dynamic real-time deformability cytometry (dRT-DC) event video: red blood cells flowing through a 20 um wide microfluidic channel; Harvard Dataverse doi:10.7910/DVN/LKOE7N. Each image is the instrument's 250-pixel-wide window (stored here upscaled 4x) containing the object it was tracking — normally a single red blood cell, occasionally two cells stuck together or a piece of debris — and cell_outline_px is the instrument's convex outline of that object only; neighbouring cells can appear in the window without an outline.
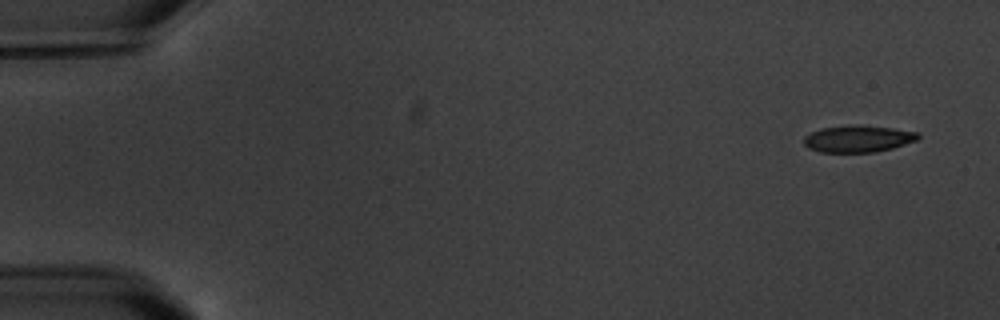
{"species": "common noctule bat (a hibernating species)", "species_latin": "Nyctalus noctula", "temperature_condition": "warm", "stored_images_in_passage": 4, "segment_of_instrument_passage": [1, 2], "camera_frame_rate_fps": 3000, "um_per_image_px": 0.085, "animal": {"sex": "male", "body_mass_g": 20.1, "forearm_length_mm": 53.5}, "frame": {"image": 1, "passage_image": 1, "time_ms": 0.0, "image_size_px": [1000, 320], "cell_outline_px": [[920, 136], [916, 140], [892, 148], [876, 152], [820, 152], [808, 148], [804, 144], [804, 136], [820, 128], [848, 124], [892, 128], [920, 132]], "centroid_in_image_um": [72.91, 11.79], "position_along_channel_um": 12.1, "area_um2": 17.92}}